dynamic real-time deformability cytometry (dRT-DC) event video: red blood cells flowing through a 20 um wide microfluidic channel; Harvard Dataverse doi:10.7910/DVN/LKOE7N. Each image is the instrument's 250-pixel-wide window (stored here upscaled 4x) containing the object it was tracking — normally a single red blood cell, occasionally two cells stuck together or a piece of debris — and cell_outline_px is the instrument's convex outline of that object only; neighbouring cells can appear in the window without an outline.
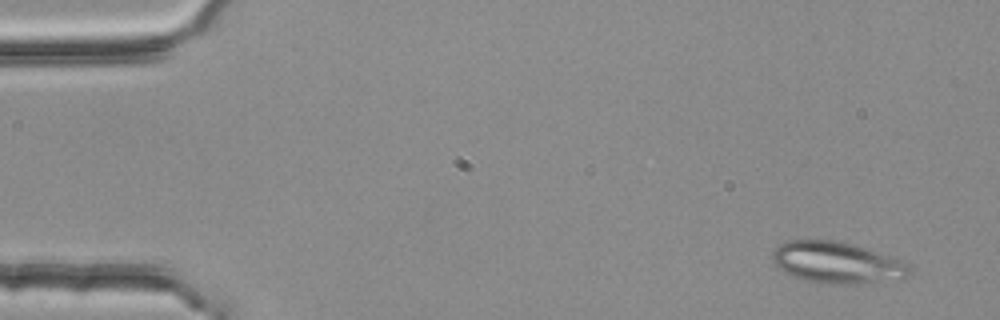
{"species": "common noctule bat (a hibernating species)", "species_latin": "Nyctalus noctula", "temperature_condition": "room temperature", "stored_images_in_passage": 5, "camera_frame_rate_fps": 3000, "um_per_image_px": 0.085, "animal": {"sex": "female", "body_mass_g": 25.1}, "frame": {"image": 1, "passage_image": 5, "time_ms": 1.333, "image_size_px": [1000, 320], "cell_outline_px": [[912, 276], [900, 280], [848, 284], [832, 284], [808, 280], [784, 272], [772, 260], [772, 252], [780, 244], [788, 240], [836, 240], [852, 244], [864, 248], [908, 264], [912, 268]], "centroid_in_image_um": [71.17, 22.33], "position_along_channel_um": 13.8, "area_um2": 32.77}}